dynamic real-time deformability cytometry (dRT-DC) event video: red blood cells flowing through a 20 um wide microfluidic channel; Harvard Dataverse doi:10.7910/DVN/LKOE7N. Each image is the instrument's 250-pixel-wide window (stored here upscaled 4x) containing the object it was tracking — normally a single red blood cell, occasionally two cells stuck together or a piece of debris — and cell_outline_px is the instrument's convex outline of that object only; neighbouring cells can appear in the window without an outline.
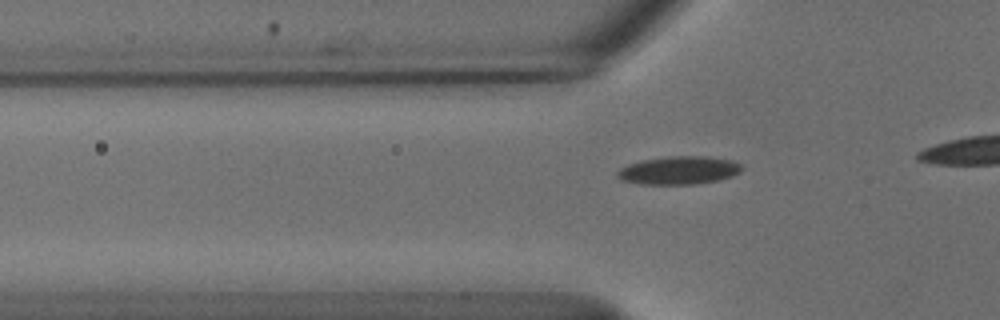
{"species": "common noctule bat (a hibernating species)", "species_latin": "Nyctalus noctula", "temperature_condition": "cold", "stored_images_in_passage": 21, "camera_frame_rate_fps": 3000, "um_per_image_px": 0.085, "animal": {"sex": "male", "body_mass_g": 18.8}, "frame": {"image": 1, "passage_image": 11, "time_ms": 3.333, "image_size_px": [1000, 320], "cell_outline_px": [[744, 168], [740, 172], [732, 176], [716, 180], [692, 184], [640, 184], [620, 180], [616, 176], [616, 172], [620, 168], [628, 164], [640, 160], [668, 156], [704, 156], [732, 160], [740, 164]], "centroid_in_image_um": [57.66, 14.47], "position_along_channel_um": 68.1, "area_um2": 20.46}}
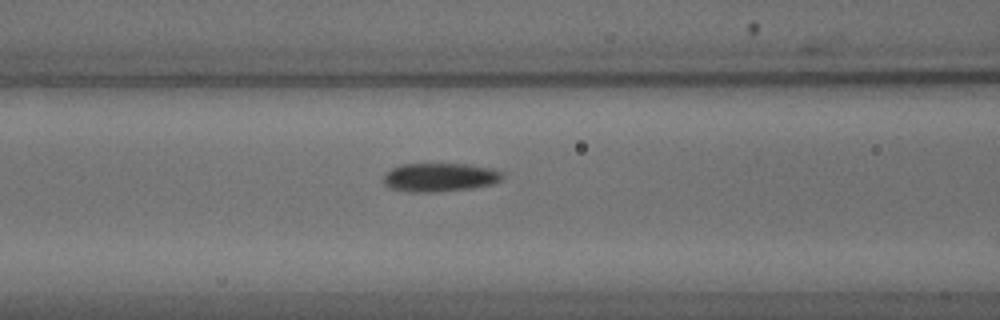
{"frame": {"image": 2, "passage_image": 16, "time_ms": 5.0, "image_size_px": [1000, 320], "cell_outline_px": [[504, 176], [500, 180], [492, 184], [472, 188], [432, 192], [408, 192], [392, 188], [384, 184], [384, 176], [392, 168], [400, 164], [468, 164], [492, 168], [504, 172]], "centroid_in_image_um": [37.41, 15.06], "position_along_channel_um": 129.2, "area_um2": 19.83}}
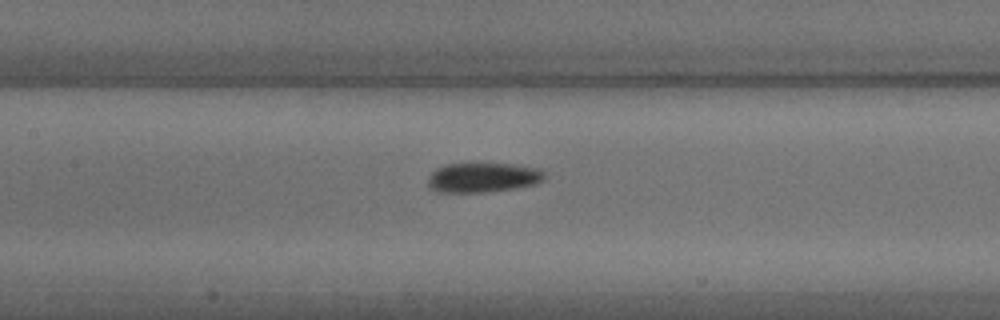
{"frame": {"image": 3, "passage_image": 19, "time_ms": 6.0, "image_size_px": [1000, 320], "cell_outline_px": [[544, 180], [536, 184], [516, 188], [488, 192], [436, 192], [428, 188], [428, 176], [436, 168], [448, 164], [472, 160], [512, 164], [540, 168], [544, 172]], "centroid_in_image_um": [41.02, 15.04], "position_along_channel_um": 166.4, "area_um2": 21.21}}